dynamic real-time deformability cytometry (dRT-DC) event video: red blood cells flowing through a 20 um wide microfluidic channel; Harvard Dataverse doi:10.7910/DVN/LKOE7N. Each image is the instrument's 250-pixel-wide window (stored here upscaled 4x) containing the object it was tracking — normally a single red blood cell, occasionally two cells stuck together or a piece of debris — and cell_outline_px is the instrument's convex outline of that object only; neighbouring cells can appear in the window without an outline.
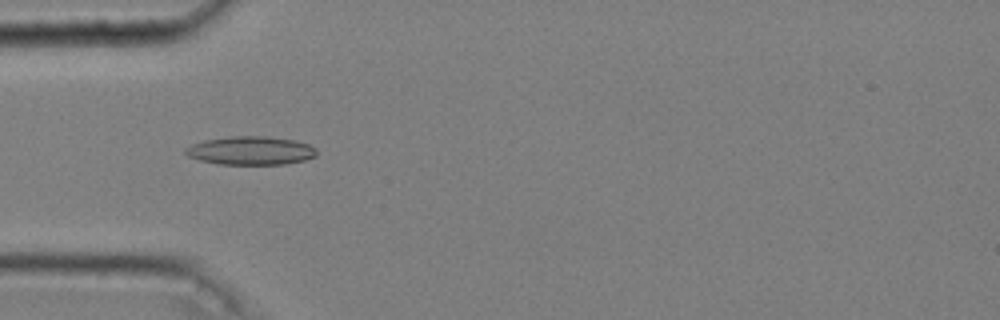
{"species": "common noctule bat (a hibernating species)", "species_latin": "Nyctalus noctula", "temperature_condition": "cold", "stored_images_in_passage": 52, "camera_frame_rate_fps": 3000, "um_per_image_px": 0.085, "animal": {"sex": "male", "body_mass_g": 20.4}, "frame": {"image": 1, "passage_image": 17, "time_ms": 5.333, "image_size_px": [1000, 320], "cell_outline_px": [[316, 156], [304, 160], [284, 164], [216, 164], [200, 160], [188, 156], [184, 152], [184, 148], [192, 144], [204, 140], [228, 136], [268, 136], [296, 140], [308, 144], [316, 148]], "centroid_in_image_um": [21.29, 12.79], "position_along_channel_um": 63.7, "area_um2": 21.91}}
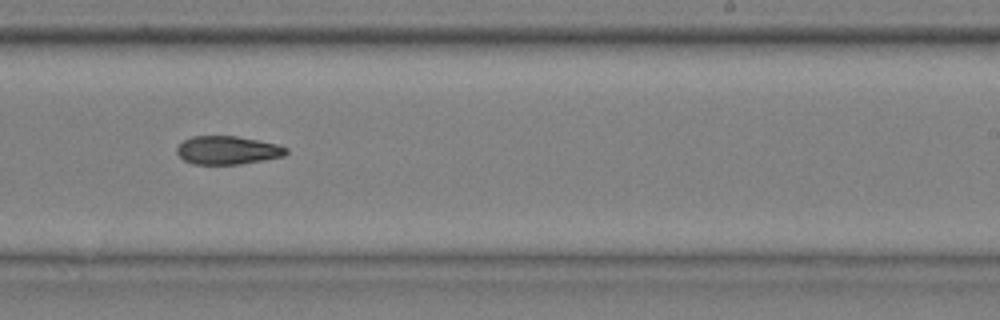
{"frame": {"image": 2, "passage_image": 34, "time_ms": 11.0, "image_size_px": [1000, 320], "cell_outline_px": [[288, 152], [284, 156], [264, 160], [240, 164], [192, 164], [184, 160], [176, 152], [176, 148], [184, 140], [192, 136], [236, 136], [276, 144], [288, 148]], "centroid_in_image_um": [19.34, 12.77], "position_along_channel_um": 269.7, "area_um2": 17.98}}
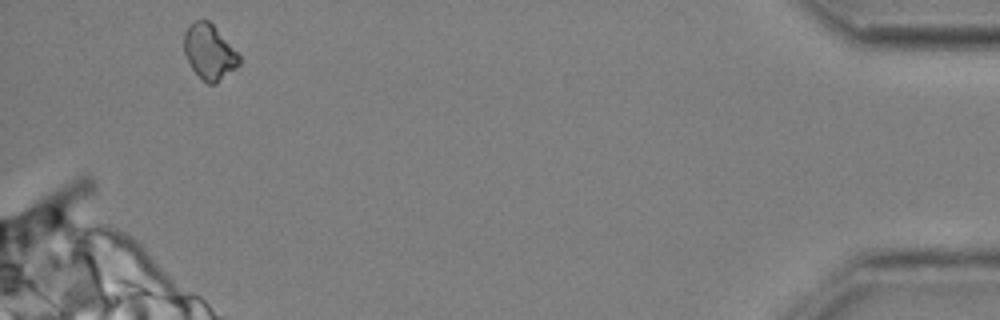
{"frame": {"image": 3, "passage_image": 51, "time_ms": 16.667, "image_size_px": [1000, 320], "cell_outline_px": [[240, 64], [236, 68], [216, 84], [208, 84], [192, 68], [184, 52], [184, 32], [188, 24], [196, 20], [208, 20], [212, 24], [240, 56]], "centroid_in_image_um": [17.78, 4.41], "position_along_channel_um": 417.4, "area_um2": 17.46}, "authors_computed_cell_mechanics": {"area_um2": 19.0162, "velocity_mm_per_s": 3.6519, "shape_relaxation_time_tau1_ms": null, "shape_relaxation_time_tau2_ms": 9.3017, "deformation_change_tau1": null, "deformation_change_tau2": 0.1668}}